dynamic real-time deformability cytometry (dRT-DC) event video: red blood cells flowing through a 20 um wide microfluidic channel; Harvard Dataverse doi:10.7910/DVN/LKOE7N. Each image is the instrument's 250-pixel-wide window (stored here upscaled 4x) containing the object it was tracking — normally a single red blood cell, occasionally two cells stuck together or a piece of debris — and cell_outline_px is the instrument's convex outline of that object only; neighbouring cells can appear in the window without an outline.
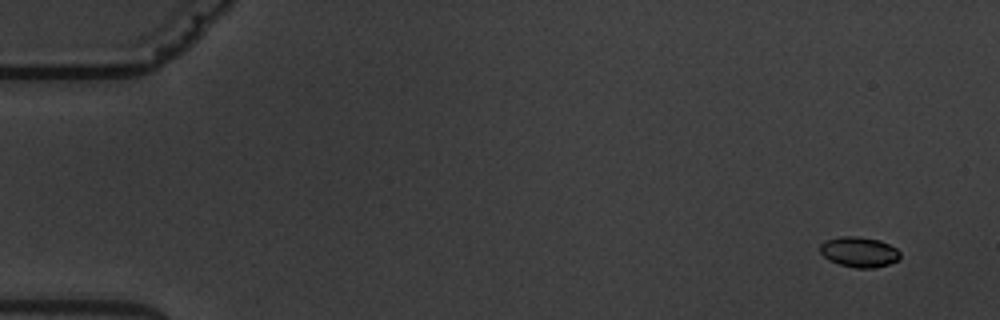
{"species": "common noctule bat (a hibernating species)", "species_latin": "Nyctalus noctula", "temperature_condition": "warm", "stored_images_in_passage": 4, "camera_frame_rate_fps": 3000, "um_per_image_px": 0.085, "animal": {"sex": "male", "body_mass_g": 19.5, "forearm_length_mm": 54.6}, "frame": {"image": 1, "passage_image": 1, "time_ms": 0.0, "image_size_px": [1000, 320], "cell_outline_px": [[900, 260], [888, 264], [872, 268], [856, 268], [840, 264], [828, 260], [820, 252], [820, 244], [824, 240], [840, 236], [856, 236], [880, 240], [896, 248], [900, 252]], "centroid_in_image_um": [73.02, 21.41], "position_along_channel_um": 12.0, "area_um2": 14.22}}
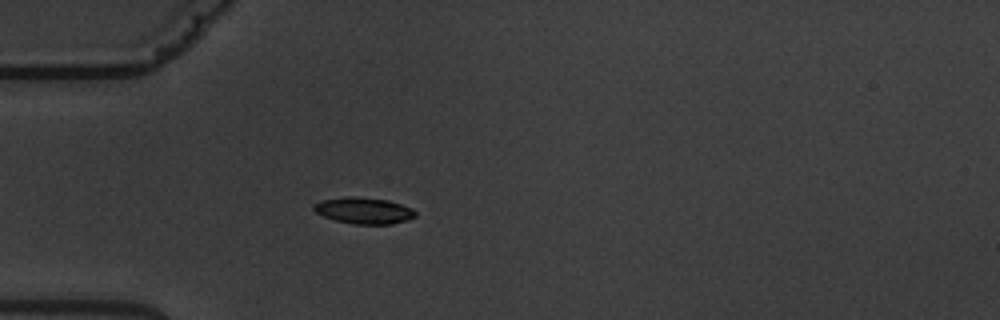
{"frame": {"image": 2, "passage_image": 4, "time_ms": 4.667, "image_size_px": [1000, 320], "cell_outline_px": [[416, 216], [408, 220], [392, 224], [356, 224], [336, 220], [324, 216], [316, 212], [312, 208], [312, 204], [320, 200], [344, 196], [356, 196], [388, 200], [412, 208], [416, 212]], "centroid_in_image_um": [30.91, 17.88], "position_along_channel_um": 54.1, "area_um2": 15.72}}